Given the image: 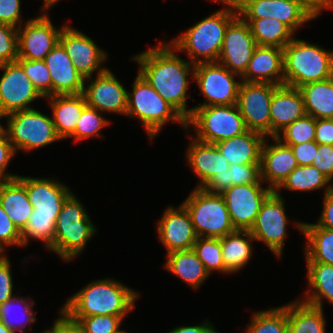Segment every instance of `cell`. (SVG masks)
Listing matches in <instances>:
<instances>
[{
  "instance_id": "6da1fadb",
  "label": "cell",
  "mask_w": 333,
  "mask_h": 333,
  "mask_svg": "<svg viewBox=\"0 0 333 333\" xmlns=\"http://www.w3.org/2000/svg\"><path fill=\"white\" fill-rule=\"evenodd\" d=\"M179 54L170 42L161 40L158 46L130 58L139 65L137 71L154 90L187 120L193 112V107L187 108V99L195 65Z\"/></svg>"
},
{
  "instance_id": "7a4b0ae2",
  "label": "cell",
  "mask_w": 333,
  "mask_h": 333,
  "mask_svg": "<svg viewBox=\"0 0 333 333\" xmlns=\"http://www.w3.org/2000/svg\"><path fill=\"white\" fill-rule=\"evenodd\" d=\"M140 296V292L109 277L90 281L68 297L61 308L71 317L126 316L133 312Z\"/></svg>"
},
{
  "instance_id": "3957f363",
  "label": "cell",
  "mask_w": 333,
  "mask_h": 333,
  "mask_svg": "<svg viewBox=\"0 0 333 333\" xmlns=\"http://www.w3.org/2000/svg\"><path fill=\"white\" fill-rule=\"evenodd\" d=\"M238 15V8L225 6L197 21L170 43L194 65L217 62L226 29Z\"/></svg>"
},
{
  "instance_id": "277c9868",
  "label": "cell",
  "mask_w": 333,
  "mask_h": 333,
  "mask_svg": "<svg viewBox=\"0 0 333 333\" xmlns=\"http://www.w3.org/2000/svg\"><path fill=\"white\" fill-rule=\"evenodd\" d=\"M284 84L299 88L333 77V50L294 37L283 48Z\"/></svg>"
},
{
  "instance_id": "5b68a950",
  "label": "cell",
  "mask_w": 333,
  "mask_h": 333,
  "mask_svg": "<svg viewBox=\"0 0 333 333\" xmlns=\"http://www.w3.org/2000/svg\"><path fill=\"white\" fill-rule=\"evenodd\" d=\"M83 203L72 193L64 202L56 219L52 252L70 263L84 252L98 232Z\"/></svg>"
},
{
  "instance_id": "8992f818",
  "label": "cell",
  "mask_w": 333,
  "mask_h": 333,
  "mask_svg": "<svg viewBox=\"0 0 333 333\" xmlns=\"http://www.w3.org/2000/svg\"><path fill=\"white\" fill-rule=\"evenodd\" d=\"M126 116L137 118L150 140H154L169 121L181 124L186 131V119L138 71L132 90L128 91Z\"/></svg>"
},
{
  "instance_id": "52a82bcc",
  "label": "cell",
  "mask_w": 333,
  "mask_h": 333,
  "mask_svg": "<svg viewBox=\"0 0 333 333\" xmlns=\"http://www.w3.org/2000/svg\"><path fill=\"white\" fill-rule=\"evenodd\" d=\"M181 204L188 211L198 237L221 238L235 231L221 194L194 187Z\"/></svg>"
},
{
  "instance_id": "ba28073f",
  "label": "cell",
  "mask_w": 333,
  "mask_h": 333,
  "mask_svg": "<svg viewBox=\"0 0 333 333\" xmlns=\"http://www.w3.org/2000/svg\"><path fill=\"white\" fill-rule=\"evenodd\" d=\"M190 127H194L195 139L210 144L248 130L236 104L193 107L192 114L186 120V130Z\"/></svg>"
},
{
  "instance_id": "9c48e42d",
  "label": "cell",
  "mask_w": 333,
  "mask_h": 333,
  "mask_svg": "<svg viewBox=\"0 0 333 333\" xmlns=\"http://www.w3.org/2000/svg\"><path fill=\"white\" fill-rule=\"evenodd\" d=\"M7 126V137L16 153H29L61 140L52 117L36 108L9 114Z\"/></svg>"
},
{
  "instance_id": "30bf717a",
  "label": "cell",
  "mask_w": 333,
  "mask_h": 333,
  "mask_svg": "<svg viewBox=\"0 0 333 333\" xmlns=\"http://www.w3.org/2000/svg\"><path fill=\"white\" fill-rule=\"evenodd\" d=\"M194 82L204 97V102L194 107H206L236 104L242 80L219 62H209L195 65Z\"/></svg>"
},
{
  "instance_id": "8fae6325",
  "label": "cell",
  "mask_w": 333,
  "mask_h": 333,
  "mask_svg": "<svg viewBox=\"0 0 333 333\" xmlns=\"http://www.w3.org/2000/svg\"><path fill=\"white\" fill-rule=\"evenodd\" d=\"M282 194L274 191L262 203L253 227L250 229L255 242H262L276 258H282L289 218Z\"/></svg>"
},
{
  "instance_id": "7c38bea8",
  "label": "cell",
  "mask_w": 333,
  "mask_h": 333,
  "mask_svg": "<svg viewBox=\"0 0 333 333\" xmlns=\"http://www.w3.org/2000/svg\"><path fill=\"white\" fill-rule=\"evenodd\" d=\"M278 85L242 81L236 106L248 130L271 137L270 104Z\"/></svg>"
},
{
  "instance_id": "4fadbf2b",
  "label": "cell",
  "mask_w": 333,
  "mask_h": 333,
  "mask_svg": "<svg viewBox=\"0 0 333 333\" xmlns=\"http://www.w3.org/2000/svg\"><path fill=\"white\" fill-rule=\"evenodd\" d=\"M40 12L17 28L18 59L44 60L59 43L61 31L67 23L57 28L52 24L48 10Z\"/></svg>"
},
{
  "instance_id": "5bb4252c",
  "label": "cell",
  "mask_w": 333,
  "mask_h": 333,
  "mask_svg": "<svg viewBox=\"0 0 333 333\" xmlns=\"http://www.w3.org/2000/svg\"><path fill=\"white\" fill-rule=\"evenodd\" d=\"M59 43L71 58L75 69L84 79L105 72L108 67L103 64L109 58L107 51L81 30L66 24L60 34Z\"/></svg>"
},
{
  "instance_id": "9a60e30c",
  "label": "cell",
  "mask_w": 333,
  "mask_h": 333,
  "mask_svg": "<svg viewBox=\"0 0 333 333\" xmlns=\"http://www.w3.org/2000/svg\"><path fill=\"white\" fill-rule=\"evenodd\" d=\"M262 180L257 184L234 185L221 193L235 230H250L262 203L273 192Z\"/></svg>"
},
{
  "instance_id": "2e32d148",
  "label": "cell",
  "mask_w": 333,
  "mask_h": 333,
  "mask_svg": "<svg viewBox=\"0 0 333 333\" xmlns=\"http://www.w3.org/2000/svg\"><path fill=\"white\" fill-rule=\"evenodd\" d=\"M0 111L11 114L34 108L37 99H45L34 87L23 67L17 62L0 65Z\"/></svg>"
},
{
  "instance_id": "e0dca14e",
  "label": "cell",
  "mask_w": 333,
  "mask_h": 333,
  "mask_svg": "<svg viewBox=\"0 0 333 333\" xmlns=\"http://www.w3.org/2000/svg\"><path fill=\"white\" fill-rule=\"evenodd\" d=\"M127 90L108 68L105 72L95 75V77L85 79L83 95L87 106L95 108L101 113L126 116Z\"/></svg>"
},
{
  "instance_id": "ac0fdd59",
  "label": "cell",
  "mask_w": 333,
  "mask_h": 333,
  "mask_svg": "<svg viewBox=\"0 0 333 333\" xmlns=\"http://www.w3.org/2000/svg\"><path fill=\"white\" fill-rule=\"evenodd\" d=\"M256 46L249 24L238 15L226 29L217 62L242 76Z\"/></svg>"
},
{
  "instance_id": "d6986e66",
  "label": "cell",
  "mask_w": 333,
  "mask_h": 333,
  "mask_svg": "<svg viewBox=\"0 0 333 333\" xmlns=\"http://www.w3.org/2000/svg\"><path fill=\"white\" fill-rule=\"evenodd\" d=\"M238 13L243 19L273 17L294 33L307 22L316 20L301 3L289 0H245L238 7Z\"/></svg>"
},
{
  "instance_id": "ffe728a7",
  "label": "cell",
  "mask_w": 333,
  "mask_h": 333,
  "mask_svg": "<svg viewBox=\"0 0 333 333\" xmlns=\"http://www.w3.org/2000/svg\"><path fill=\"white\" fill-rule=\"evenodd\" d=\"M155 231L166 254L192 249L198 238L190 215L182 204L177 208L168 205L158 220Z\"/></svg>"
},
{
  "instance_id": "44dd1931",
  "label": "cell",
  "mask_w": 333,
  "mask_h": 333,
  "mask_svg": "<svg viewBox=\"0 0 333 333\" xmlns=\"http://www.w3.org/2000/svg\"><path fill=\"white\" fill-rule=\"evenodd\" d=\"M25 185L28 199L33 207L31 215L58 217L66 199L73 193L57 178L30 177L18 175Z\"/></svg>"
},
{
  "instance_id": "7402d4cb",
  "label": "cell",
  "mask_w": 333,
  "mask_h": 333,
  "mask_svg": "<svg viewBox=\"0 0 333 333\" xmlns=\"http://www.w3.org/2000/svg\"><path fill=\"white\" fill-rule=\"evenodd\" d=\"M271 139L272 144L270 142ZM270 143H269V142ZM298 166L290 146L276 137H266L261 149V180L273 191Z\"/></svg>"
},
{
  "instance_id": "603a6c76",
  "label": "cell",
  "mask_w": 333,
  "mask_h": 333,
  "mask_svg": "<svg viewBox=\"0 0 333 333\" xmlns=\"http://www.w3.org/2000/svg\"><path fill=\"white\" fill-rule=\"evenodd\" d=\"M191 130H186L190 144L187 146L185 153L186 162L192 169L199 182L196 188H202L214 175L221 174L229 169L230 164L227 162L215 144L201 142L190 135Z\"/></svg>"
},
{
  "instance_id": "cb8c5ba5",
  "label": "cell",
  "mask_w": 333,
  "mask_h": 333,
  "mask_svg": "<svg viewBox=\"0 0 333 333\" xmlns=\"http://www.w3.org/2000/svg\"><path fill=\"white\" fill-rule=\"evenodd\" d=\"M43 61L50 72L52 96L83 93L85 79L75 69L71 58L60 43Z\"/></svg>"
},
{
  "instance_id": "d4e9b609",
  "label": "cell",
  "mask_w": 333,
  "mask_h": 333,
  "mask_svg": "<svg viewBox=\"0 0 333 333\" xmlns=\"http://www.w3.org/2000/svg\"><path fill=\"white\" fill-rule=\"evenodd\" d=\"M245 82L284 84L283 49L275 46H256L247 70L241 76Z\"/></svg>"
},
{
  "instance_id": "484cf974",
  "label": "cell",
  "mask_w": 333,
  "mask_h": 333,
  "mask_svg": "<svg viewBox=\"0 0 333 333\" xmlns=\"http://www.w3.org/2000/svg\"><path fill=\"white\" fill-rule=\"evenodd\" d=\"M306 115L303 96L299 88L278 85L270 104L271 137Z\"/></svg>"
},
{
  "instance_id": "4316f807",
  "label": "cell",
  "mask_w": 333,
  "mask_h": 333,
  "mask_svg": "<svg viewBox=\"0 0 333 333\" xmlns=\"http://www.w3.org/2000/svg\"><path fill=\"white\" fill-rule=\"evenodd\" d=\"M45 99L51 107V117L57 135L62 141L68 139L75 132L81 113L87 106L83 93L54 95Z\"/></svg>"
},
{
  "instance_id": "83f0119b",
  "label": "cell",
  "mask_w": 333,
  "mask_h": 333,
  "mask_svg": "<svg viewBox=\"0 0 333 333\" xmlns=\"http://www.w3.org/2000/svg\"><path fill=\"white\" fill-rule=\"evenodd\" d=\"M261 133L246 132L215 143L220 153L231 164H261V149L265 140Z\"/></svg>"
},
{
  "instance_id": "f1b7e54d",
  "label": "cell",
  "mask_w": 333,
  "mask_h": 333,
  "mask_svg": "<svg viewBox=\"0 0 333 333\" xmlns=\"http://www.w3.org/2000/svg\"><path fill=\"white\" fill-rule=\"evenodd\" d=\"M0 204L21 233L32 214L25 185L18 179L0 180Z\"/></svg>"
},
{
  "instance_id": "f546056e",
  "label": "cell",
  "mask_w": 333,
  "mask_h": 333,
  "mask_svg": "<svg viewBox=\"0 0 333 333\" xmlns=\"http://www.w3.org/2000/svg\"><path fill=\"white\" fill-rule=\"evenodd\" d=\"M163 267L195 290H199L210 276L193 249L166 254V262Z\"/></svg>"
},
{
  "instance_id": "4dcf8cb0",
  "label": "cell",
  "mask_w": 333,
  "mask_h": 333,
  "mask_svg": "<svg viewBox=\"0 0 333 333\" xmlns=\"http://www.w3.org/2000/svg\"><path fill=\"white\" fill-rule=\"evenodd\" d=\"M295 227L306 239L305 261L333 265V230L301 221H296Z\"/></svg>"
},
{
  "instance_id": "1f68e13d",
  "label": "cell",
  "mask_w": 333,
  "mask_h": 333,
  "mask_svg": "<svg viewBox=\"0 0 333 333\" xmlns=\"http://www.w3.org/2000/svg\"><path fill=\"white\" fill-rule=\"evenodd\" d=\"M308 288L300 300L324 309L323 301L333 305V265L306 262Z\"/></svg>"
},
{
  "instance_id": "d6a6232c",
  "label": "cell",
  "mask_w": 333,
  "mask_h": 333,
  "mask_svg": "<svg viewBox=\"0 0 333 333\" xmlns=\"http://www.w3.org/2000/svg\"><path fill=\"white\" fill-rule=\"evenodd\" d=\"M255 239L250 230H235L220 238L225 268L231 274L239 272L250 262L254 254Z\"/></svg>"
},
{
  "instance_id": "836d02e7",
  "label": "cell",
  "mask_w": 333,
  "mask_h": 333,
  "mask_svg": "<svg viewBox=\"0 0 333 333\" xmlns=\"http://www.w3.org/2000/svg\"><path fill=\"white\" fill-rule=\"evenodd\" d=\"M288 333H326V318L322 308L296 298L285 304Z\"/></svg>"
},
{
  "instance_id": "e575fe53",
  "label": "cell",
  "mask_w": 333,
  "mask_h": 333,
  "mask_svg": "<svg viewBox=\"0 0 333 333\" xmlns=\"http://www.w3.org/2000/svg\"><path fill=\"white\" fill-rule=\"evenodd\" d=\"M299 90L303 96L306 115L315 119L333 118V77L307 83Z\"/></svg>"
},
{
  "instance_id": "d590c367",
  "label": "cell",
  "mask_w": 333,
  "mask_h": 333,
  "mask_svg": "<svg viewBox=\"0 0 333 333\" xmlns=\"http://www.w3.org/2000/svg\"><path fill=\"white\" fill-rule=\"evenodd\" d=\"M282 190L310 192L323 190V194L333 190V182L313 165H298L274 190L281 194Z\"/></svg>"
},
{
  "instance_id": "8d00e7d4",
  "label": "cell",
  "mask_w": 333,
  "mask_h": 333,
  "mask_svg": "<svg viewBox=\"0 0 333 333\" xmlns=\"http://www.w3.org/2000/svg\"><path fill=\"white\" fill-rule=\"evenodd\" d=\"M29 297L15 295L5 303L0 304V319L6 327L16 333L31 332L33 324L37 321V311L34 312L33 309L35 301L31 296ZM28 326L30 330L27 329Z\"/></svg>"
},
{
  "instance_id": "74e56055",
  "label": "cell",
  "mask_w": 333,
  "mask_h": 333,
  "mask_svg": "<svg viewBox=\"0 0 333 333\" xmlns=\"http://www.w3.org/2000/svg\"><path fill=\"white\" fill-rule=\"evenodd\" d=\"M244 20L249 24L258 46H275L283 49L295 37V33L286 24L273 17Z\"/></svg>"
},
{
  "instance_id": "f35d334b",
  "label": "cell",
  "mask_w": 333,
  "mask_h": 333,
  "mask_svg": "<svg viewBox=\"0 0 333 333\" xmlns=\"http://www.w3.org/2000/svg\"><path fill=\"white\" fill-rule=\"evenodd\" d=\"M252 313L250 324L243 333H288L285 305Z\"/></svg>"
},
{
  "instance_id": "ab89813d",
  "label": "cell",
  "mask_w": 333,
  "mask_h": 333,
  "mask_svg": "<svg viewBox=\"0 0 333 333\" xmlns=\"http://www.w3.org/2000/svg\"><path fill=\"white\" fill-rule=\"evenodd\" d=\"M57 217L31 215L25 229L21 232L22 248L30 241L38 240L44 243V248L52 252Z\"/></svg>"
},
{
  "instance_id": "60d3db41",
  "label": "cell",
  "mask_w": 333,
  "mask_h": 333,
  "mask_svg": "<svg viewBox=\"0 0 333 333\" xmlns=\"http://www.w3.org/2000/svg\"><path fill=\"white\" fill-rule=\"evenodd\" d=\"M192 249L210 275L214 272L230 274L224 265L220 238L198 237Z\"/></svg>"
},
{
  "instance_id": "b9f144b4",
  "label": "cell",
  "mask_w": 333,
  "mask_h": 333,
  "mask_svg": "<svg viewBox=\"0 0 333 333\" xmlns=\"http://www.w3.org/2000/svg\"><path fill=\"white\" fill-rule=\"evenodd\" d=\"M99 110L86 106L81 113L75 127V132L69 137L74 142H81L90 138H103L101 131L110 125V120L102 116Z\"/></svg>"
},
{
  "instance_id": "7bdbcfd3",
  "label": "cell",
  "mask_w": 333,
  "mask_h": 333,
  "mask_svg": "<svg viewBox=\"0 0 333 333\" xmlns=\"http://www.w3.org/2000/svg\"><path fill=\"white\" fill-rule=\"evenodd\" d=\"M276 138L285 145H297L315 141V118L305 115L289 124Z\"/></svg>"
},
{
  "instance_id": "ee69618b",
  "label": "cell",
  "mask_w": 333,
  "mask_h": 333,
  "mask_svg": "<svg viewBox=\"0 0 333 333\" xmlns=\"http://www.w3.org/2000/svg\"><path fill=\"white\" fill-rule=\"evenodd\" d=\"M30 78L34 87L45 98L52 96V82L50 72L43 60H16Z\"/></svg>"
},
{
  "instance_id": "f6af8a7d",
  "label": "cell",
  "mask_w": 333,
  "mask_h": 333,
  "mask_svg": "<svg viewBox=\"0 0 333 333\" xmlns=\"http://www.w3.org/2000/svg\"><path fill=\"white\" fill-rule=\"evenodd\" d=\"M127 316L92 315L89 317H72L78 320L86 333H116Z\"/></svg>"
},
{
  "instance_id": "bcb514c9",
  "label": "cell",
  "mask_w": 333,
  "mask_h": 333,
  "mask_svg": "<svg viewBox=\"0 0 333 333\" xmlns=\"http://www.w3.org/2000/svg\"><path fill=\"white\" fill-rule=\"evenodd\" d=\"M18 59L17 28L0 23V65L15 62Z\"/></svg>"
},
{
  "instance_id": "7dc6e473",
  "label": "cell",
  "mask_w": 333,
  "mask_h": 333,
  "mask_svg": "<svg viewBox=\"0 0 333 333\" xmlns=\"http://www.w3.org/2000/svg\"><path fill=\"white\" fill-rule=\"evenodd\" d=\"M261 164H231L228 169V188L234 185L257 184L261 180Z\"/></svg>"
},
{
  "instance_id": "c3c4849f",
  "label": "cell",
  "mask_w": 333,
  "mask_h": 333,
  "mask_svg": "<svg viewBox=\"0 0 333 333\" xmlns=\"http://www.w3.org/2000/svg\"><path fill=\"white\" fill-rule=\"evenodd\" d=\"M0 246L6 249L10 246L22 247L21 233L15 227L0 204Z\"/></svg>"
},
{
  "instance_id": "681fc988",
  "label": "cell",
  "mask_w": 333,
  "mask_h": 333,
  "mask_svg": "<svg viewBox=\"0 0 333 333\" xmlns=\"http://www.w3.org/2000/svg\"><path fill=\"white\" fill-rule=\"evenodd\" d=\"M21 4V0H0V23L19 28L25 22Z\"/></svg>"
},
{
  "instance_id": "f907efd6",
  "label": "cell",
  "mask_w": 333,
  "mask_h": 333,
  "mask_svg": "<svg viewBox=\"0 0 333 333\" xmlns=\"http://www.w3.org/2000/svg\"><path fill=\"white\" fill-rule=\"evenodd\" d=\"M312 165L333 181V145L318 144Z\"/></svg>"
},
{
  "instance_id": "816d5d0a",
  "label": "cell",
  "mask_w": 333,
  "mask_h": 333,
  "mask_svg": "<svg viewBox=\"0 0 333 333\" xmlns=\"http://www.w3.org/2000/svg\"><path fill=\"white\" fill-rule=\"evenodd\" d=\"M11 266L8 256L0 261V304L15 296Z\"/></svg>"
},
{
  "instance_id": "f5cc1de1",
  "label": "cell",
  "mask_w": 333,
  "mask_h": 333,
  "mask_svg": "<svg viewBox=\"0 0 333 333\" xmlns=\"http://www.w3.org/2000/svg\"><path fill=\"white\" fill-rule=\"evenodd\" d=\"M58 310L59 317L54 320L51 327L56 333H86L78 320L73 319L62 308Z\"/></svg>"
},
{
  "instance_id": "db71d44e",
  "label": "cell",
  "mask_w": 333,
  "mask_h": 333,
  "mask_svg": "<svg viewBox=\"0 0 333 333\" xmlns=\"http://www.w3.org/2000/svg\"><path fill=\"white\" fill-rule=\"evenodd\" d=\"M15 155L11 142L8 139H0V180L17 178L18 174L6 171Z\"/></svg>"
},
{
  "instance_id": "11a10c76",
  "label": "cell",
  "mask_w": 333,
  "mask_h": 333,
  "mask_svg": "<svg viewBox=\"0 0 333 333\" xmlns=\"http://www.w3.org/2000/svg\"><path fill=\"white\" fill-rule=\"evenodd\" d=\"M287 146H290L293 151L298 165H312L313 159L318 150V143L316 141Z\"/></svg>"
},
{
  "instance_id": "9f6ffc18",
  "label": "cell",
  "mask_w": 333,
  "mask_h": 333,
  "mask_svg": "<svg viewBox=\"0 0 333 333\" xmlns=\"http://www.w3.org/2000/svg\"><path fill=\"white\" fill-rule=\"evenodd\" d=\"M315 141L318 144L333 145V119H315Z\"/></svg>"
},
{
  "instance_id": "6f0895ef",
  "label": "cell",
  "mask_w": 333,
  "mask_h": 333,
  "mask_svg": "<svg viewBox=\"0 0 333 333\" xmlns=\"http://www.w3.org/2000/svg\"><path fill=\"white\" fill-rule=\"evenodd\" d=\"M323 208L316 225L333 230V190L323 196Z\"/></svg>"
},
{
  "instance_id": "680465c9",
  "label": "cell",
  "mask_w": 333,
  "mask_h": 333,
  "mask_svg": "<svg viewBox=\"0 0 333 333\" xmlns=\"http://www.w3.org/2000/svg\"><path fill=\"white\" fill-rule=\"evenodd\" d=\"M213 325V323L206 319L203 323H199L198 325H179V327L177 326L166 333H220Z\"/></svg>"
},
{
  "instance_id": "91938a15",
  "label": "cell",
  "mask_w": 333,
  "mask_h": 333,
  "mask_svg": "<svg viewBox=\"0 0 333 333\" xmlns=\"http://www.w3.org/2000/svg\"><path fill=\"white\" fill-rule=\"evenodd\" d=\"M202 188L209 193L221 194L228 189V170L214 175Z\"/></svg>"
},
{
  "instance_id": "94428289",
  "label": "cell",
  "mask_w": 333,
  "mask_h": 333,
  "mask_svg": "<svg viewBox=\"0 0 333 333\" xmlns=\"http://www.w3.org/2000/svg\"><path fill=\"white\" fill-rule=\"evenodd\" d=\"M301 3L315 18L321 15L324 9H333V0H289Z\"/></svg>"
},
{
  "instance_id": "6125c7cd",
  "label": "cell",
  "mask_w": 333,
  "mask_h": 333,
  "mask_svg": "<svg viewBox=\"0 0 333 333\" xmlns=\"http://www.w3.org/2000/svg\"><path fill=\"white\" fill-rule=\"evenodd\" d=\"M6 122V126L1 124V120H4ZM7 121H8V114H5L4 112L0 111V139H8L7 137V131H8V126H7Z\"/></svg>"
},
{
  "instance_id": "be15d7a7",
  "label": "cell",
  "mask_w": 333,
  "mask_h": 333,
  "mask_svg": "<svg viewBox=\"0 0 333 333\" xmlns=\"http://www.w3.org/2000/svg\"><path fill=\"white\" fill-rule=\"evenodd\" d=\"M212 2H219L224 4V6H231L238 8L245 0H211Z\"/></svg>"
},
{
  "instance_id": "e7e4bbea",
  "label": "cell",
  "mask_w": 333,
  "mask_h": 333,
  "mask_svg": "<svg viewBox=\"0 0 333 333\" xmlns=\"http://www.w3.org/2000/svg\"><path fill=\"white\" fill-rule=\"evenodd\" d=\"M0 333H16L15 331H13L12 329H9L8 327H6L2 320L0 319Z\"/></svg>"
},
{
  "instance_id": "03108f58",
  "label": "cell",
  "mask_w": 333,
  "mask_h": 333,
  "mask_svg": "<svg viewBox=\"0 0 333 333\" xmlns=\"http://www.w3.org/2000/svg\"><path fill=\"white\" fill-rule=\"evenodd\" d=\"M60 0H47V10L51 9V7L57 4V2Z\"/></svg>"
},
{
  "instance_id": "003e7915",
  "label": "cell",
  "mask_w": 333,
  "mask_h": 333,
  "mask_svg": "<svg viewBox=\"0 0 333 333\" xmlns=\"http://www.w3.org/2000/svg\"><path fill=\"white\" fill-rule=\"evenodd\" d=\"M7 256L5 249L0 246V261H2Z\"/></svg>"
},
{
  "instance_id": "a7ac6f4b",
  "label": "cell",
  "mask_w": 333,
  "mask_h": 333,
  "mask_svg": "<svg viewBox=\"0 0 333 333\" xmlns=\"http://www.w3.org/2000/svg\"><path fill=\"white\" fill-rule=\"evenodd\" d=\"M43 2H42V6L40 7V10L39 11H41V10H47V0H42Z\"/></svg>"
},
{
  "instance_id": "89a4df30",
  "label": "cell",
  "mask_w": 333,
  "mask_h": 333,
  "mask_svg": "<svg viewBox=\"0 0 333 333\" xmlns=\"http://www.w3.org/2000/svg\"><path fill=\"white\" fill-rule=\"evenodd\" d=\"M38 333H56L52 328L45 329L43 331H40Z\"/></svg>"
},
{
  "instance_id": "2644e50d",
  "label": "cell",
  "mask_w": 333,
  "mask_h": 333,
  "mask_svg": "<svg viewBox=\"0 0 333 333\" xmlns=\"http://www.w3.org/2000/svg\"><path fill=\"white\" fill-rule=\"evenodd\" d=\"M116 333H128L126 330L119 329Z\"/></svg>"
}]
</instances>
